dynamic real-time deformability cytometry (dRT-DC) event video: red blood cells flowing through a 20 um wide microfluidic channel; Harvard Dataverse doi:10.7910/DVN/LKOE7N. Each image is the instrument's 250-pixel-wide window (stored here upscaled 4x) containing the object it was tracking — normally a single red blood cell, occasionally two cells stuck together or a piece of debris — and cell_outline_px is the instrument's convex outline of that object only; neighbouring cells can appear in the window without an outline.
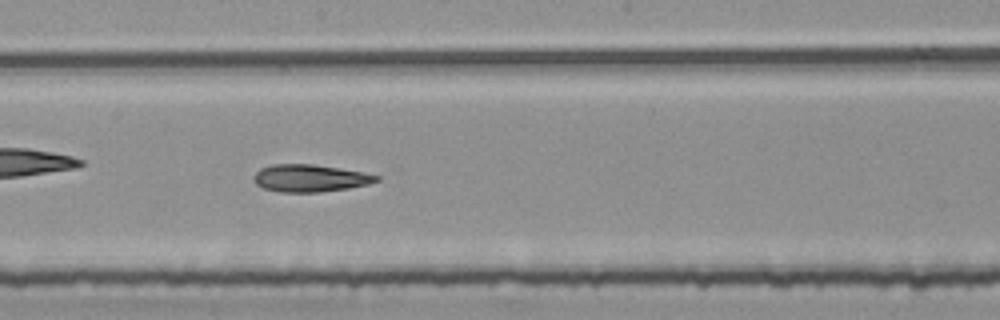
{"species": "common noctule bat (a hibernating species)", "species_latin": "Nyctalus noctula", "temperature_condition": "room temperature", "stored_images_in_passage": 31, "camera_frame_rate_fps": 3000, "um_per_image_px": 0.085, "animal": {"sex": "female", "body_mass_g": 25.1}, "frame": {"image": 1, "passage_image": 14, "time_ms": 4.333, "image_size_px": [1000, 320], "cell_outline_px": [[380, 180], [368, 184], [348, 188], [320, 192], [280, 192], [264, 188], [256, 184], [252, 180], [256, 172], [260, 168], [272, 164], [312, 164], [360, 172], [380, 176]], "centroid_in_image_um": [26.31, 15.15], "position_along_channel_um": 221.9, "area_um2": 19.36}}
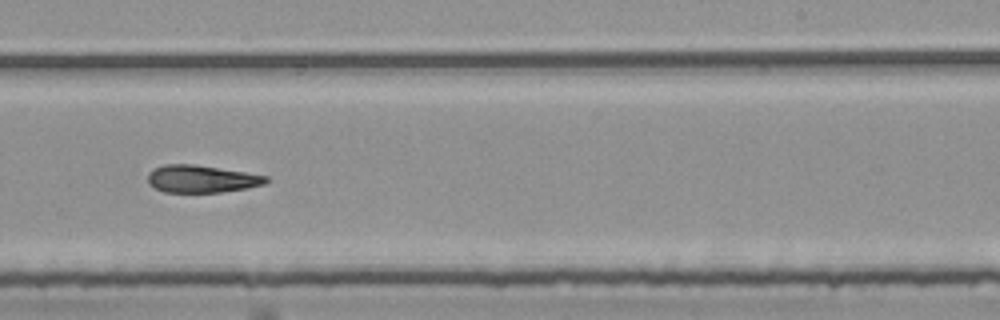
{"frame": {"image": 2, "passage_image": 18, "time_ms": 5.667, "image_size_px": [1000, 320], "cell_outline_px": [[268, 180], [264, 184], [248, 188], [220, 192], [164, 192], [148, 184], [148, 176], [156, 168], [164, 164], [192, 164], [244, 172], [268, 176]], "centroid_in_image_um": [17.14, 15.21], "position_along_channel_um": 271.9, "area_um2": 18.61}, "authors_computed_cell_mechanics": {"area_um2": 19.4208, "velocity_mm_per_s": 3.7743, "shape_relaxation_time_tau1_ms": null, "shape_relaxation_time_tau2_ms": 7.3478, "deformation_change_tau1": null, "deformation_change_tau2": 0.1906}}